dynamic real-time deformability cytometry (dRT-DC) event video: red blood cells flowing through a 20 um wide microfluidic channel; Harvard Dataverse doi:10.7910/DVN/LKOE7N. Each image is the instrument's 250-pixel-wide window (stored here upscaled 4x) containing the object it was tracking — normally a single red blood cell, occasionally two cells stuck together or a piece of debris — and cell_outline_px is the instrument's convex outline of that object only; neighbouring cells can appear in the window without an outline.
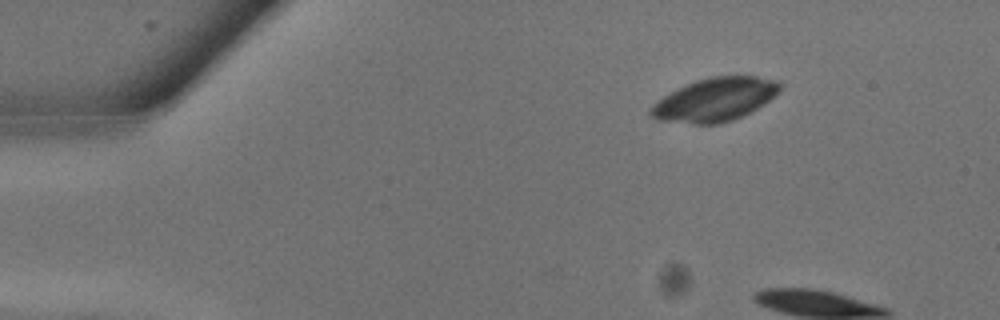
{"species": "common noctule bat (a hibernating species)", "species_latin": "Nyctalus noctula", "temperature_condition": "warm", "stored_images_in_passage": 3, "camera_frame_rate_fps": 3000, "um_per_image_px": 0.085, "animal": {"sex": "male", "body_mass_g": 13.3}, "frame": {"image": 1, "passage_image": 1, "time_ms": 0.0, "image_size_px": [1000, 320], "cell_outline_px": [[780, 88], [764, 104], [744, 116], [720, 124], [692, 124], [656, 120], [648, 116], [648, 112], [652, 104], [664, 96], [696, 80], [712, 76], [756, 76], [776, 80], [780, 84]], "centroid_in_image_um": [60.72, 8.49], "position_along_channel_um": 24.3, "area_um2": 32.48}}